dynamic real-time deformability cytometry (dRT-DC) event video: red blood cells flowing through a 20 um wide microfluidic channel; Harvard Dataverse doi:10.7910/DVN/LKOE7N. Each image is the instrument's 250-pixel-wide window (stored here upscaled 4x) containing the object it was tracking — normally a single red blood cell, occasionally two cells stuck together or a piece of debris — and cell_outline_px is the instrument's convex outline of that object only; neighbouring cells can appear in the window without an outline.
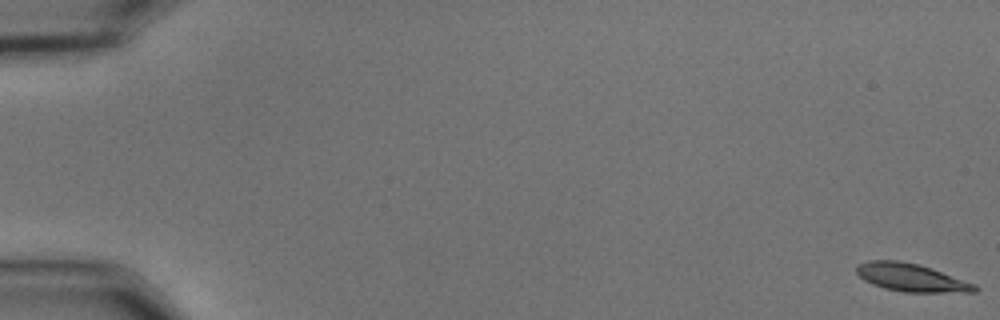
{"species": "common noctule bat (a hibernating species)", "species_latin": "Nyctalus noctula", "temperature_condition": "cold", "stored_images_in_passage": 57, "camera_frame_rate_fps": 3000, "um_per_image_px": 0.085, "animal": {"sex": "male", "body_mass_g": 15.6}, "frame": {"image": 1, "passage_image": 1, "time_ms": 0.0, "image_size_px": [1000, 320], "cell_outline_px": [[980, 288], [976, 292], [904, 292], [884, 288], [872, 284], [864, 280], [856, 272], [856, 264], [868, 260], [900, 260], [920, 264], [932, 268], [976, 284]], "centroid_in_image_um": [77.46, 23.58], "position_along_channel_um": 7.5, "area_um2": 19.48}}
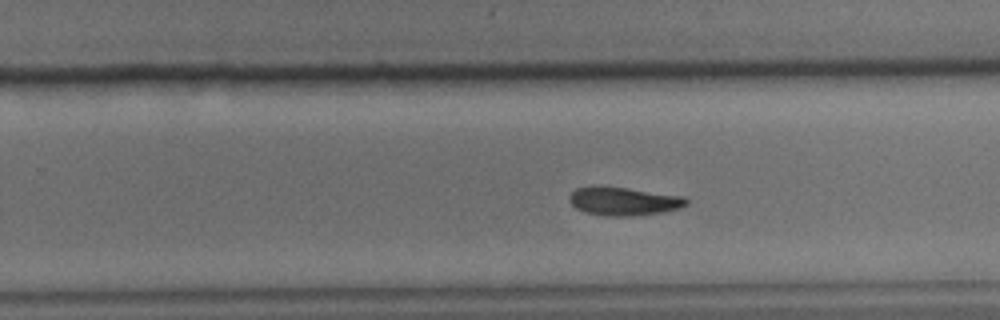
{"frame": {"image": 2, "passage_image": 37, "time_ms": 12.0, "image_size_px": [1000, 320], "cell_outline_px": [[688, 204], [680, 208], [664, 212], [632, 216], [608, 216], [584, 212], [576, 208], [568, 200], [568, 196], [576, 188], [600, 184], [684, 196], [688, 200]], "centroid_in_image_um": [52.99, 17.08], "position_along_channel_um": 276.8, "area_um2": 19.77}}
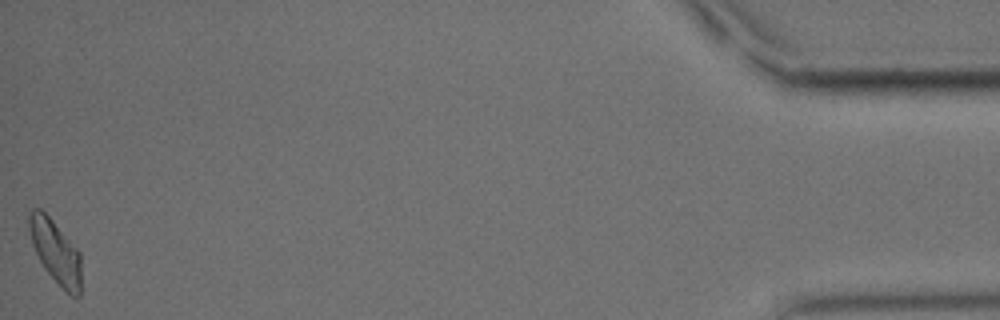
{"frame": {"image": 3, "passage_image": 57, "time_ms": 18.667, "image_size_px": [1000, 320], "cell_outline_px": [[80, 296], [72, 296], [48, 272], [40, 260], [32, 244], [28, 228], [28, 216], [32, 208], [40, 208], [52, 220], [80, 252]], "centroid_in_image_um": [4.7, 21.34], "position_along_channel_um": 430.5, "area_um2": 18.67}, "authors_computed_cell_mechanics": {"area_um2": 19.2474, "velocity_mm_per_s": 3.6064, "shape_relaxation_time_tau1_ms": 6.0228, "shape_relaxation_time_tau2_ms": 6.6897, "deformation_change_tau1": 0.1455, "deformation_change_tau2": 0.1396}}